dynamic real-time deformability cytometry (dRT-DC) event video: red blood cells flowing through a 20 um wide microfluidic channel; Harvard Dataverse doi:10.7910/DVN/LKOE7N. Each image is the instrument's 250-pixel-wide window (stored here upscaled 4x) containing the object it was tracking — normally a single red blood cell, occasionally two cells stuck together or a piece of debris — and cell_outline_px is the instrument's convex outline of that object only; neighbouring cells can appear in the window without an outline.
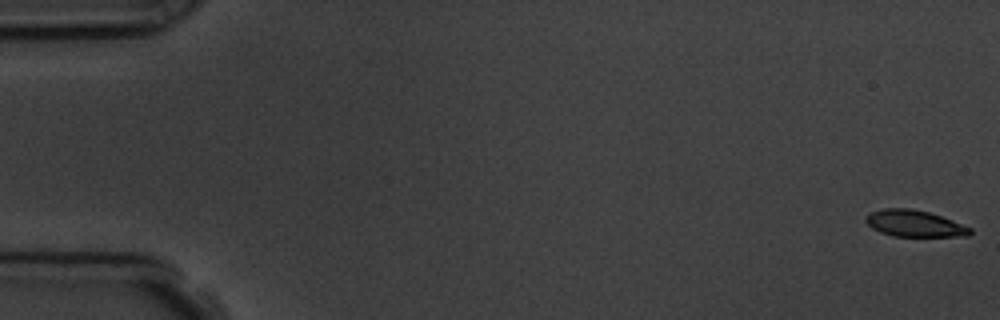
{"species": "common noctule bat (a hibernating species)", "species_latin": "Nyctalus noctula", "temperature_condition": "room temperature", "stored_images_in_passage": 9, "camera_frame_rate_fps": 3000, "um_per_image_px": 0.085, "animal": {"sex": "male", "body_mass_g": 19.5, "forearm_length_mm": 54.6}, "frame": {"image": 1, "passage_image": 1, "time_ms": 0.0, "image_size_px": [1000, 320], "cell_outline_px": [[972, 232], [968, 236], [892, 236], [880, 232], [872, 228], [864, 220], [872, 212], [884, 208], [912, 208], [928, 212], [952, 220], [972, 228]], "centroid_in_image_um": [77.74, 19.0], "position_along_channel_um": 7.3, "area_um2": 16.01}}
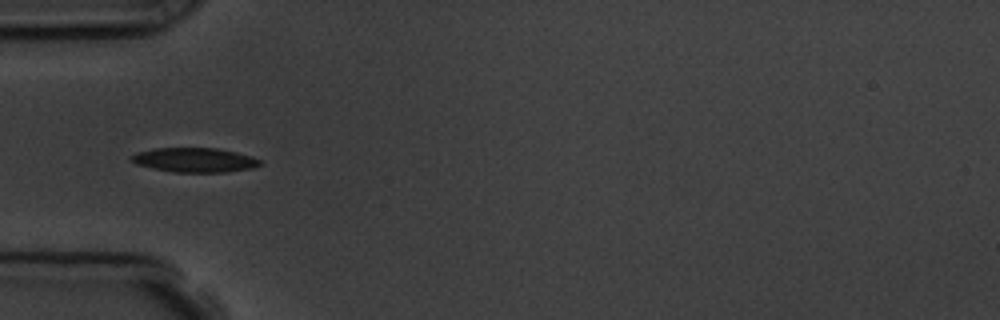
{"frame": {"image": 2, "passage_image": 6, "time_ms": 5.667, "image_size_px": [1000, 320], "cell_outline_px": [[264, 164], [252, 168], [228, 172], [176, 172], [152, 168], [136, 164], [128, 160], [136, 152], [156, 148], [216, 148], [236, 152], [252, 156], [260, 160]], "centroid_in_image_um": [16.55, 13.6], "position_along_channel_um": 68.4, "area_um2": 18.38}}